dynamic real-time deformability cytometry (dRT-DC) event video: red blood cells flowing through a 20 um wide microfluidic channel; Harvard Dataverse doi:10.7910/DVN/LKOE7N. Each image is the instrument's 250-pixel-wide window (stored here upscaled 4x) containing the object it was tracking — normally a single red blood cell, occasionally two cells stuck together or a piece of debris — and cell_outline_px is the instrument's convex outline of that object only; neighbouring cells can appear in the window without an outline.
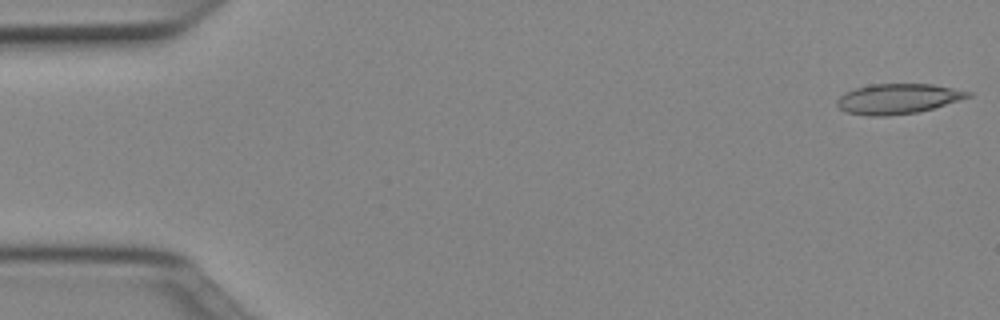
{"species": "Egyptian fruit bat (a non-hibernating species)", "species_latin": "Rousettus aegyptiacus", "temperature_condition": "cold", "stored_images_in_passage": 50, "camera_frame_rate_fps": 3000, "um_per_image_px": 0.085, "animal": {"sex": "female"}, "frame": {"image": 1, "passage_image": 1, "time_ms": 0.0, "image_size_px": [1000, 320], "cell_outline_px": [[972, 96], [960, 100], [932, 108], [916, 112], [888, 116], [868, 116], [848, 112], [840, 108], [836, 104], [836, 100], [844, 92], [856, 88], [872, 84], [932, 84], [972, 92]], "centroid_in_image_um": [76.3, 8.39], "position_along_channel_um": 8.7, "area_um2": 22.83}}
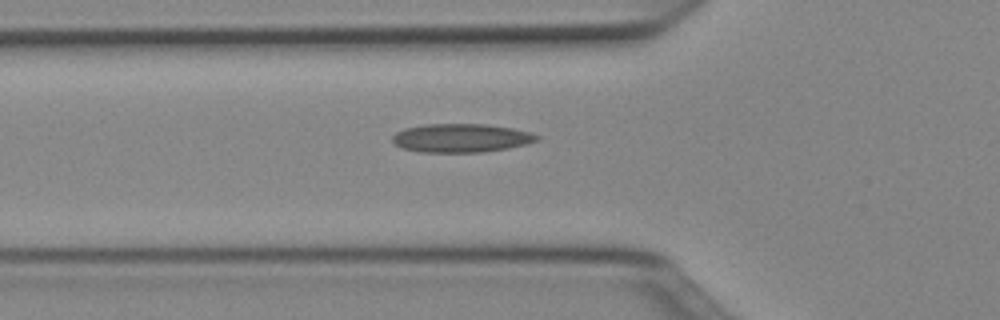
{"frame": {"image": 2, "passage_image": 17, "time_ms": 5.333, "image_size_px": [1000, 320], "cell_outline_px": [[540, 140], [528, 144], [508, 148], [480, 152], [420, 152], [400, 148], [392, 140], [392, 136], [396, 132], [404, 128], [424, 124], [484, 124], [512, 128], [528, 132], [540, 136]], "centroid_in_image_um": [39.18, 11.73], "position_along_channel_um": 86.6, "area_um2": 24.16}}
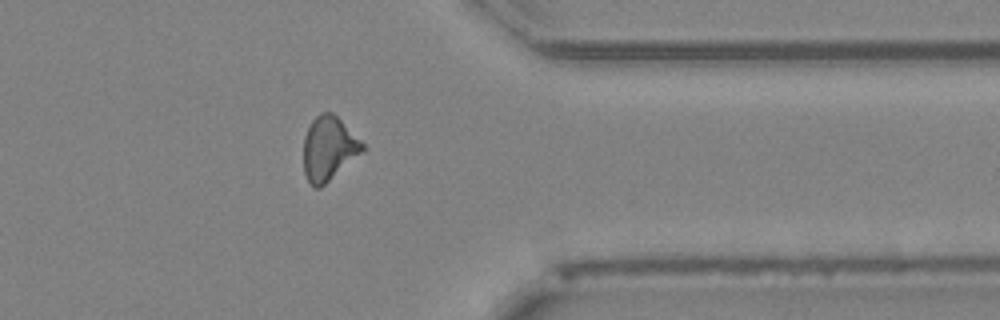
{"frame": {"image": 3, "passage_image": 40, "time_ms": 13.0, "image_size_px": [1000, 320], "cell_outline_px": [[364, 152], [320, 188], [316, 188], [308, 180], [304, 172], [304, 136], [312, 120], [320, 112], [332, 112], [364, 144]], "centroid_in_image_um": [27.94, 12.63], "position_along_channel_um": 383.5, "area_um2": 21.79}, "authors_computed_cell_mechanics": {"area_um2": 22.3108, "velocity_mm_per_s": 4.0154, "shape_relaxation_time_tau1_ms": null, "shape_relaxation_time_tau2_ms": 4.1769, "deformation_change_tau1": null, "deformation_change_tau2": 0.144}}